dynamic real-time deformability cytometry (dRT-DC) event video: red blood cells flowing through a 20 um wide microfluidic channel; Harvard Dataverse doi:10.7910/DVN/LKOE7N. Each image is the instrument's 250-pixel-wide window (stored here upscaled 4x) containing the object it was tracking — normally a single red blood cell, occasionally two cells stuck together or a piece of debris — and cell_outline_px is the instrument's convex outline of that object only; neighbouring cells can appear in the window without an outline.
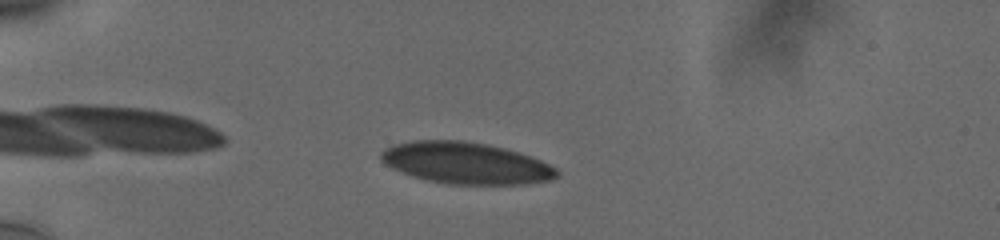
{"species": "human", "species_latin": "Homo sapiens", "temperature_condition": "cold", "stored_images_in_passage": 7, "camera_frame_rate_fps": 3000, "um_per_image_px": 0.085, "donor": {"sex": "male"}, "frame": {"image": 1, "passage_image": 1, "time_ms": 0.0, "image_size_px": [1000, 240], "cell_outline_px": [[560, 176], [552, 180], [520, 184], [448, 184], [428, 180], [412, 176], [392, 168], [384, 164], [380, 160], [380, 152], [384, 148], [392, 144], [412, 140], [464, 140], [488, 144], [520, 152], [532, 156], [556, 168], [560, 172]], "centroid_in_image_um": [39.59, 13.85], "position_along_channel_um": 45.4, "area_um2": 43.0}}
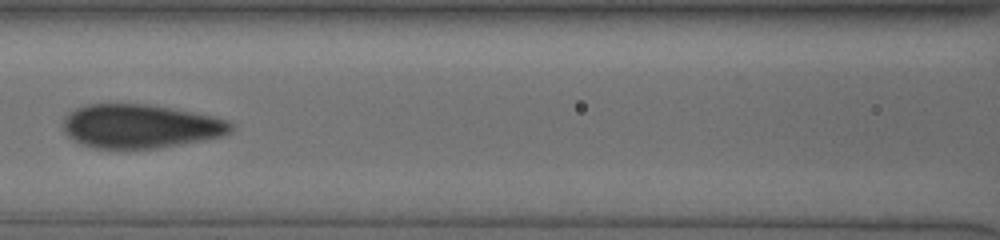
{"frame": {"image": 2, "passage_image": 6, "time_ms": 1.667, "image_size_px": [1000, 240], "cell_outline_px": [[232, 128], [228, 132], [220, 136], [180, 144], [156, 148], [96, 148], [80, 144], [72, 140], [64, 132], [64, 116], [76, 108], [88, 104], [144, 104], [192, 112], [228, 120], [232, 124]], "centroid_in_image_um": [11.86, 10.73], "position_along_channel_um": 154.7, "area_um2": 42.25}}